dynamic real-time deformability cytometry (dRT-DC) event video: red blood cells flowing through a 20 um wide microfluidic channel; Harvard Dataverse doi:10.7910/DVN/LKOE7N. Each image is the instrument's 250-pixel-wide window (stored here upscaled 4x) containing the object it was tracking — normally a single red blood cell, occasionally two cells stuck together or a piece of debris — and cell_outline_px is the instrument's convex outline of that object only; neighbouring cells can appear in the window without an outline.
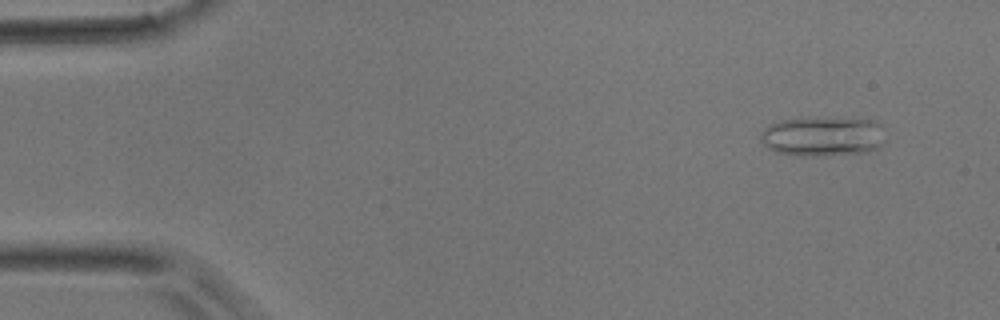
{"species": "common noctule bat (a hibernating species)", "species_latin": "Nyctalus noctula", "temperature_condition": "room temperature", "stored_images_in_passage": 44, "camera_frame_rate_fps": 3000, "um_per_image_px": 0.085, "animal": {"sex": "male", "body_mass_g": 17.9}, "frame": {"image": 1, "passage_image": 2, "time_ms": 0.333, "image_size_px": [1000, 320], "cell_outline_px": [[880, 144], [876, 148], [864, 152], [824, 156], [796, 156], [776, 152], [768, 148], [760, 140], [760, 132], [764, 128], [780, 120], [808, 116], [828, 116], [876, 120], [880, 124]], "centroid_in_image_um": [69.84, 11.56], "position_along_channel_um": 15.2, "area_um2": 29.36}}
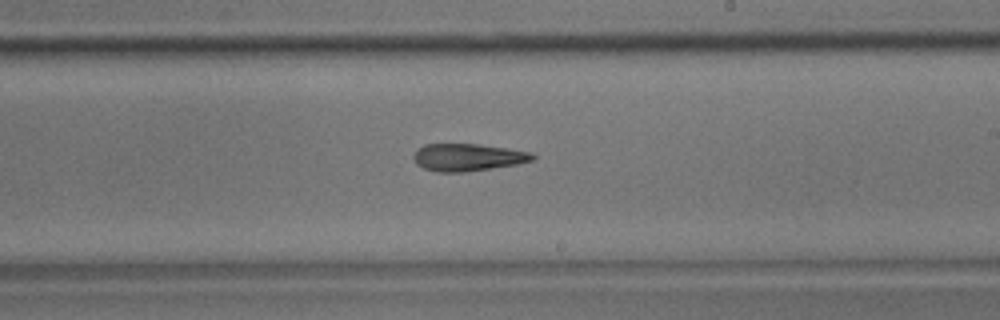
{"frame": {"image": 2, "passage_image": 25, "time_ms": 8.0, "image_size_px": [1000, 320], "cell_outline_px": [[536, 160], [516, 164], [464, 172], [436, 172], [424, 168], [416, 164], [412, 156], [416, 148], [424, 144], [476, 144], [532, 152], [536, 156]], "centroid_in_image_um": [39.73, 13.37], "position_along_channel_um": 249.3, "area_um2": 19.02}}
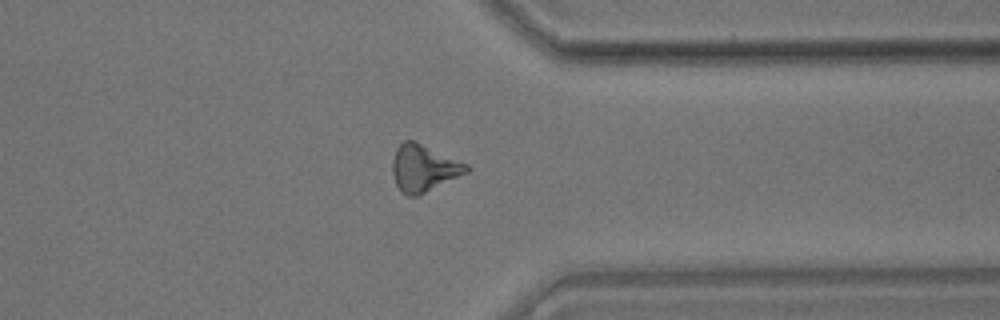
{"frame": {"image": 3, "passage_image": 34, "time_ms": 11.0, "image_size_px": [1000, 320], "cell_outline_px": [[472, 168], [468, 172], [420, 196], [408, 196], [400, 192], [396, 184], [392, 172], [392, 160], [396, 148], [404, 140], [416, 140], [468, 164]], "centroid_in_image_um": [36.02, 14.29], "position_along_channel_um": 375.4, "area_um2": 20.69}}